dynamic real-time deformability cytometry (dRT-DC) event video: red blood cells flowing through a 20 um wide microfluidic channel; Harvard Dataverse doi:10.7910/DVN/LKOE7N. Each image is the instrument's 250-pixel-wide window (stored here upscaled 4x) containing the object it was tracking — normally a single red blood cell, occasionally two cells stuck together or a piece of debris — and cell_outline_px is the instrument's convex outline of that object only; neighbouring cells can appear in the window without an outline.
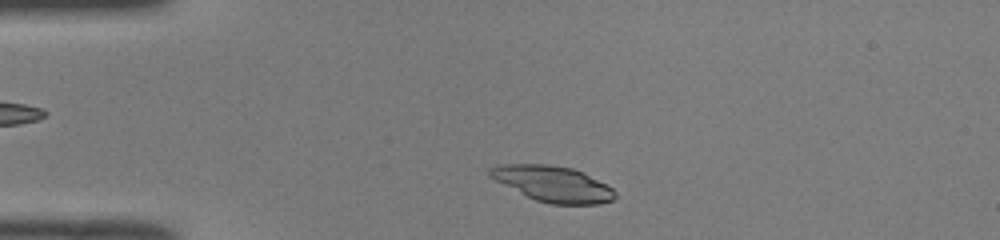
{"species": "common noctule bat (a hibernating species)", "species_latin": "Nyctalus noctula", "temperature_condition": "room temperature", "stored_images_in_passage": 42, "camera_frame_rate_fps": 3000, "um_per_image_px": 0.085, "animal": {"sex": "male", "body_mass_g": 19.0, "forearm_length_mm": 50.8}, "frame": {"image": 1, "passage_image": 3, "time_ms": 0.667, "image_size_px": [1000, 240], "cell_outline_px": [[616, 196], [612, 200], [600, 204], [552, 204], [536, 200], [488, 176], [488, 168], [496, 164], [548, 164], [572, 168], [584, 172], [612, 188], [616, 192]], "centroid_in_image_um": [47.0, 15.61], "position_along_channel_um": 38.0, "area_um2": 25.89}}
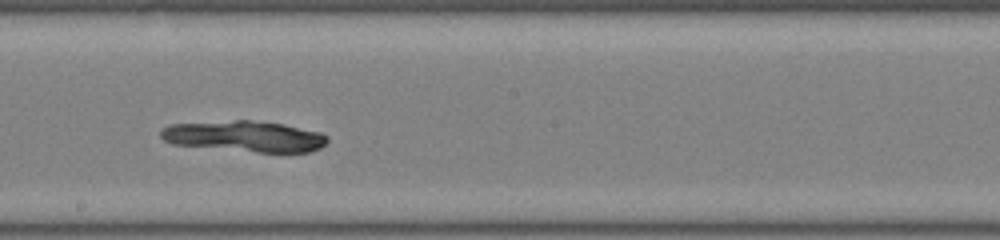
{"frame": {"image": 2, "passage_image": 20, "time_ms": 6.333, "image_size_px": [1000, 240], "cell_outline_px": [[328, 140], [320, 148], [312, 152], [256, 152], [172, 144], [164, 140], [160, 136], [160, 128], [168, 124], [236, 120], [248, 120], [284, 124], [320, 132], [328, 136]], "centroid_in_image_um": [20.77, 11.58], "position_along_channel_um": 227.4, "area_um2": 30.11}}
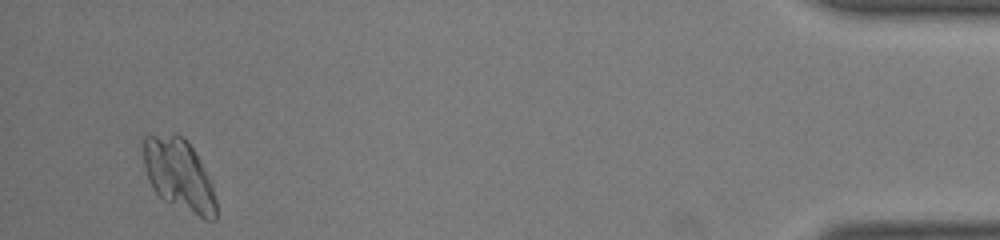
{"frame": {"image": 3, "passage_image": 40, "time_ms": 13.0, "image_size_px": [1000, 240], "cell_outline_px": [[216, 220], [204, 220], [164, 200], [152, 188], [148, 180], [144, 164], [144, 136], [184, 136], [200, 160], [212, 184], [216, 200]], "centroid_in_image_um": [15.24, 14.92], "position_along_channel_um": 420.0, "area_um2": 30.0}}